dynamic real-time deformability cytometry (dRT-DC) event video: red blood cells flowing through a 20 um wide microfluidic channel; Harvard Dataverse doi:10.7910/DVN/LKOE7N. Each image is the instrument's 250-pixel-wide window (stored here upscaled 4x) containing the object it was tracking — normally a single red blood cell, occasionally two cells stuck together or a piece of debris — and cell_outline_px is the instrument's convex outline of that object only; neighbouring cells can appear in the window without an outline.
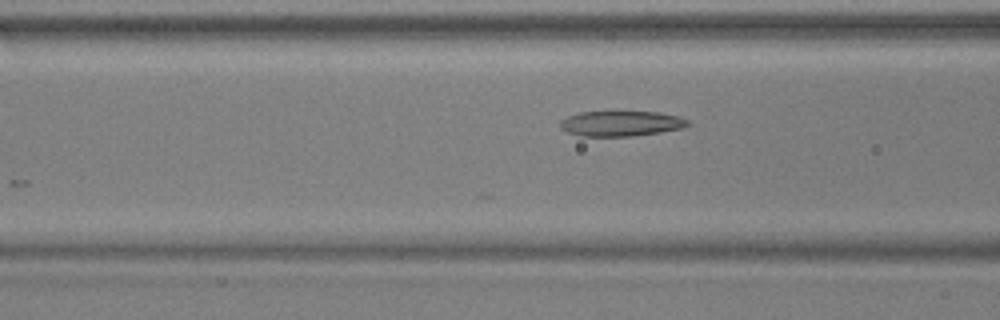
{"species": "common noctule bat (a hibernating species)", "species_latin": "Nyctalus noctula", "temperature_condition": "warm", "stored_images_in_passage": 18, "camera_frame_rate_fps": 3000, "um_per_image_px": 0.085, "animal": {"sex": "male", "body_mass_g": 17.9, "forearm_length_mm": 54.2}, "frame": {"image": 1, "passage_image": 10, "time_ms": 3.0, "image_size_px": [1000, 320], "cell_outline_px": [[692, 124], [684, 128], [660, 132], [632, 136], [580, 136], [568, 132], [560, 128], [560, 120], [568, 116], [580, 112], [660, 112], [680, 116], [688, 120]], "centroid_in_image_um": [52.82, 10.5], "position_along_channel_um": 113.8, "area_um2": 18.9}}
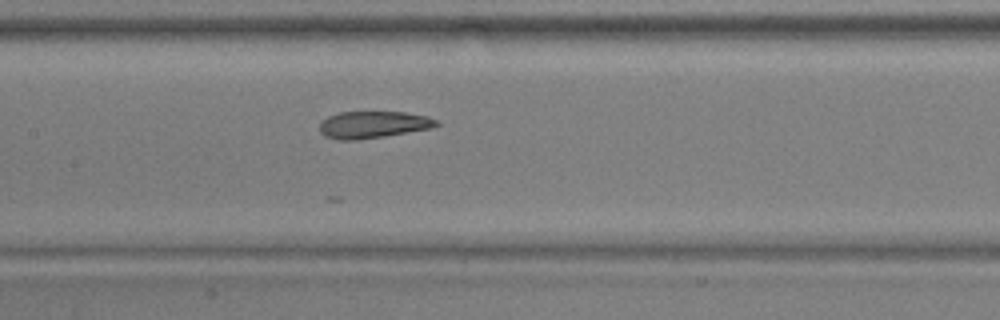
{"frame": {"image": 2, "passage_image": 15, "time_ms": 4.667, "image_size_px": [1000, 320], "cell_outline_px": [[440, 124], [432, 128], [384, 136], [356, 140], [340, 140], [324, 136], [320, 132], [320, 120], [328, 116], [340, 112], [404, 112], [428, 116], [436, 120]], "centroid_in_image_um": [31.69, 10.59], "position_along_channel_um": 175.7, "area_um2": 18.38}}